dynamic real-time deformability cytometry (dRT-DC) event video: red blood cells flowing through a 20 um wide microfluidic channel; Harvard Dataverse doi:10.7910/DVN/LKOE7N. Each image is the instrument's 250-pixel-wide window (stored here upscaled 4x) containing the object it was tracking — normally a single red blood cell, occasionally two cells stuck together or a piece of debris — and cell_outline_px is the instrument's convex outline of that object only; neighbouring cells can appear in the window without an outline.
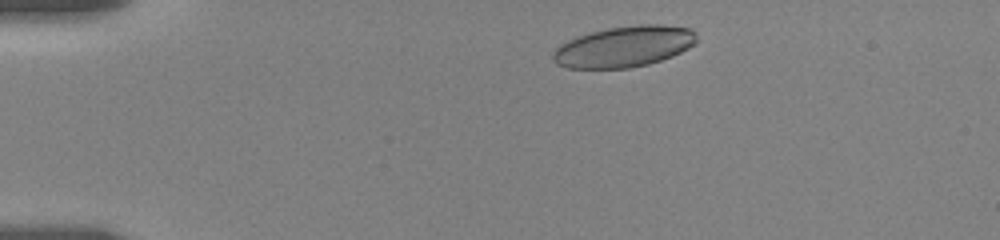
{"species": "human", "species_latin": "Homo sapiens", "temperature_condition": "room temperature", "stored_images_in_passage": 69, "camera_frame_rate_fps": 3000, "um_per_image_px": 0.085, "donor": {"sex": "female"}, "frame": {"image": 1, "passage_image": 5, "time_ms": 1.0, "image_size_px": [1000, 240], "cell_outline_px": [[696, 44], [672, 56], [648, 64], [628, 68], [568, 68], [556, 64], [552, 60], [552, 52], [560, 44], [576, 36], [608, 28], [636, 24], [660, 24], [692, 28], [696, 32]], "centroid_in_image_um": [53.04, 3.95], "position_along_channel_um": 32.0, "area_um2": 34.51}}
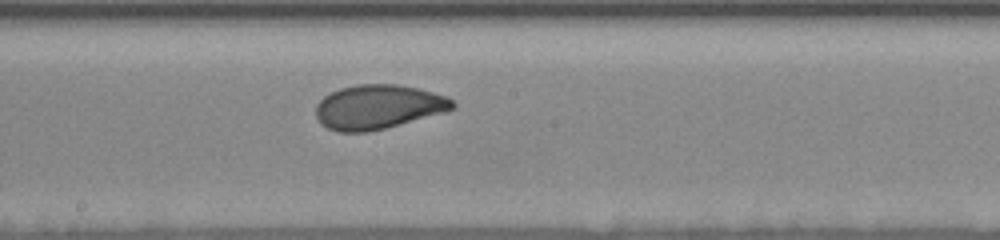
{"frame": {"image": 2, "passage_image": 34, "time_ms": 8.0, "image_size_px": [1000, 240], "cell_outline_px": [[456, 104], [448, 112], [368, 132], [336, 132], [320, 124], [316, 116], [316, 104], [324, 96], [340, 88], [356, 84], [396, 84], [416, 88], [448, 96]], "centroid_in_image_um": [32.14, 9.09], "position_along_channel_um": 216.1, "area_um2": 35.43}}
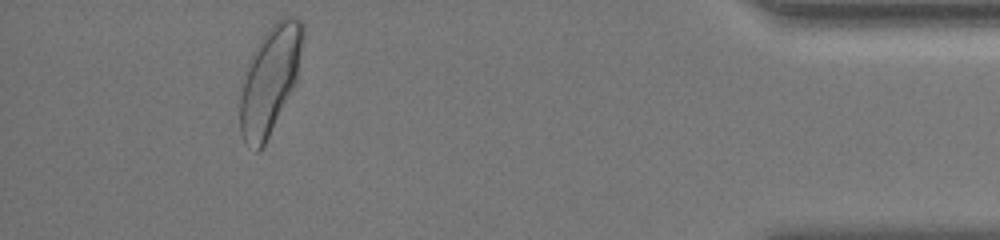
{"frame": {"image": 3, "passage_image": 63, "time_ms": 15.0, "image_size_px": [1000, 240], "cell_outline_px": [[304, 32], [296, 80], [264, 144], [256, 152], [244, 144], [240, 132], [240, 96], [248, 60], [252, 52], [264, 32], [272, 24], [284, 16], [292, 16], [300, 20], [304, 24]], "centroid_in_image_um": [22.91, 6.74], "position_along_channel_um": 412.3, "area_um2": 38.78}, "authors_computed_cell_mechanics": {"area_um2": 35.3736, "velocity_mm_per_s": 3.5058, "shape_relaxation_time_tau1_ms": 3.6293, "shape_relaxation_time_tau2_ms": 1.1627, "deformation_change_tau1": 0.1376, "deformation_change_tau2": 0.0596}}